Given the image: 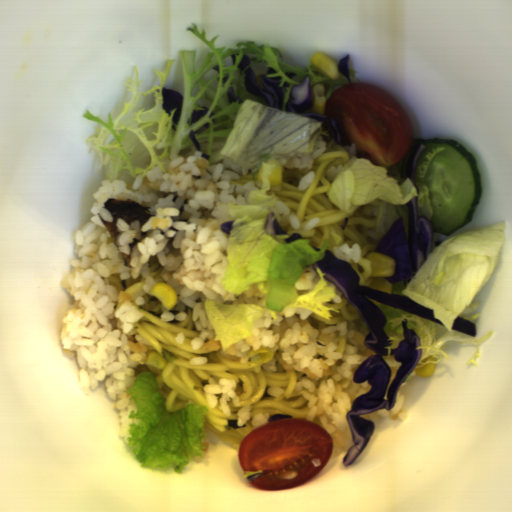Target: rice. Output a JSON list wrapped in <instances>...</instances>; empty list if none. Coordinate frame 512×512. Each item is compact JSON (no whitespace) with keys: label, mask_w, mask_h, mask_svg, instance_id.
Listing matches in <instances>:
<instances>
[{"label":"rice","mask_w":512,"mask_h":512,"mask_svg":"<svg viewBox=\"0 0 512 512\" xmlns=\"http://www.w3.org/2000/svg\"><path fill=\"white\" fill-rule=\"evenodd\" d=\"M372 273V269L369 273L368 284L365 287H369L375 290H378L383 293L392 294L391 289L394 283H391L386 279V277H370Z\"/></svg>","instance_id":"rice-8"},{"label":"rice","mask_w":512,"mask_h":512,"mask_svg":"<svg viewBox=\"0 0 512 512\" xmlns=\"http://www.w3.org/2000/svg\"><path fill=\"white\" fill-rule=\"evenodd\" d=\"M394 356L387 355V354L386 355H382L383 360L386 362V364L388 365V367L391 370V374H390V378H389V381H388V385H387L385 394L383 396V400H385V401L387 400V397H388V390H389L392 382L394 381L398 370L400 369V367L402 365V363L400 361L397 362L395 360Z\"/></svg>","instance_id":"rice-9"},{"label":"rice","mask_w":512,"mask_h":512,"mask_svg":"<svg viewBox=\"0 0 512 512\" xmlns=\"http://www.w3.org/2000/svg\"><path fill=\"white\" fill-rule=\"evenodd\" d=\"M160 161L165 171L155 164L144 176L126 172L117 180L100 181L92 196L91 217L75 234L72 271L60 284L72 296L61 342L64 355L76 360L85 396L104 383L117 408L119 433L129 445L130 424L140 419L129 418L138 408L127 391L138 376L137 366L148 360L147 340L135 331L142 313L126 293L111 286L109 277L118 273L125 280L143 279L144 291L149 293L157 284L148 270V260L155 256L164 268V283L176 295L174 307L162 305L161 318L183 320L191 308L198 331L192 342L195 351L223 350L204 308L207 300L261 306V317L252 324L251 333L226 350L246 364L251 350L268 348L275 357L264 363V370L273 373L280 363L288 371L305 374L307 378L294 386L308 401L305 420L319 424L331 437L329 458L343 454L354 444L348 412L359 396L372 390L368 380L354 383L357 368L376 355L364 342L370 331L362 316L319 328L312 323L315 312L295 306L273 319L266 310L265 295L253 285L239 295L229 293L222 277L229 265L230 235L221 231V225L231 222L228 203L248 205L249 195L262 183L230 184L254 172L226 156L210 165V157L194 143L176 158ZM113 198L148 206L149 221L141 226L140 221L129 224L118 219L119 235L113 239L100 220L113 221L103 207ZM120 252L131 256L129 266Z\"/></svg>","instance_id":"rice-1"},{"label":"rice","mask_w":512,"mask_h":512,"mask_svg":"<svg viewBox=\"0 0 512 512\" xmlns=\"http://www.w3.org/2000/svg\"><path fill=\"white\" fill-rule=\"evenodd\" d=\"M314 175H315V173L311 171L299 179L298 184H297L298 192L304 191L314 182Z\"/></svg>","instance_id":"rice-11"},{"label":"rice","mask_w":512,"mask_h":512,"mask_svg":"<svg viewBox=\"0 0 512 512\" xmlns=\"http://www.w3.org/2000/svg\"><path fill=\"white\" fill-rule=\"evenodd\" d=\"M326 250H329L335 257L343 261L350 263L359 262L361 258L362 249L358 244H354L352 247L347 245L331 246Z\"/></svg>","instance_id":"rice-7"},{"label":"rice","mask_w":512,"mask_h":512,"mask_svg":"<svg viewBox=\"0 0 512 512\" xmlns=\"http://www.w3.org/2000/svg\"><path fill=\"white\" fill-rule=\"evenodd\" d=\"M407 204L392 205L384 200H376L370 204H361V214L373 222L370 236L375 240L377 246L392 224L400 217H403L404 236L409 239V217ZM377 246L373 252H377Z\"/></svg>","instance_id":"rice-3"},{"label":"rice","mask_w":512,"mask_h":512,"mask_svg":"<svg viewBox=\"0 0 512 512\" xmlns=\"http://www.w3.org/2000/svg\"><path fill=\"white\" fill-rule=\"evenodd\" d=\"M269 212L274 214L272 222L277 221L278 225L291 226L292 230H299L300 223L294 212L280 199H276V203L269 207Z\"/></svg>","instance_id":"rice-6"},{"label":"rice","mask_w":512,"mask_h":512,"mask_svg":"<svg viewBox=\"0 0 512 512\" xmlns=\"http://www.w3.org/2000/svg\"><path fill=\"white\" fill-rule=\"evenodd\" d=\"M346 164H335L327 168L326 174L329 180L334 181L336 175L345 167Z\"/></svg>","instance_id":"rice-12"},{"label":"rice","mask_w":512,"mask_h":512,"mask_svg":"<svg viewBox=\"0 0 512 512\" xmlns=\"http://www.w3.org/2000/svg\"><path fill=\"white\" fill-rule=\"evenodd\" d=\"M235 387L234 380L230 379H221L218 383H207L204 385L203 390L209 406L221 411L226 417H232L228 405V401L232 399L237 408L236 421L238 427L245 426L248 421H251L252 429L255 430L269 423L270 414L263 412L258 415H251L248 407L241 404L239 396L235 395Z\"/></svg>","instance_id":"rice-2"},{"label":"rice","mask_w":512,"mask_h":512,"mask_svg":"<svg viewBox=\"0 0 512 512\" xmlns=\"http://www.w3.org/2000/svg\"><path fill=\"white\" fill-rule=\"evenodd\" d=\"M404 163V159H402L397 165L390 169H386L387 177L394 178L399 185L404 184L407 177L401 176V170Z\"/></svg>","instance_id":"rice-10"},{"label":"rice","mask_w":512,"mask_h":512,"mask_svg":"<svg viewBox=\"0 0 512 512\" xmlns=\"http://www.w3.org/2000/svg\"><path fill=\"white\" fill-rule=\"evenodd\" d=\"M318 221H319V218H318V217H317V218H313V219L309 220V221L306 223V225H305V227H304V230H310V229H311L315 224H317V223H318Z\"/></svg>","instance_id":"rice-14"},{"label":"rice","mask_w":512,"mask_h":512,"mask_svg":"<svg viewBox=\"0 0 512 512\" xmlns=\"http://www.w3.org/2000/svg\"><path fill=\"white\" fill-rule=\"evenodd\" d=\"M327 285L329 287H334V294H335V296L328 302H333V303L337 304L340 301H342L343 294L340 292V290L331 281Z\"/></svg>","instance_id":"rice-13"},{"label":"rice","mask_w":512,"mask_h":512,"mask_svg":"<svg viewBox=\"0 0 512 512\" xmlns=\"http://www.w3.org/2000/svg\"><path fill=\"white\" fill-rule=\"evenodd\" d=\"M405 398L397 390L395 404L391 409L383 408L379 409L374 413L360 415L363 418L368 419L372 423L381 420L383 418H390L395 420H407L406 413L403 412Z\"/></svg>","instance_id":"rice-5"},{"label":"rice","mask_w":512,"mask_h":512,"mask_svg":"<svg viewBox=\"0 0 512 512\" xmlns=\"http://www.w3.org/2000/svg\"><path fill=\"white\" fill-rule=\"evenodd\" d=\"M368 300H370L376 307L377 305H381L383 302H380V301H377V300H374V299H371V298H367Z\"/></svg>","instance_id":"rice-15"},{"label":"rice","mask_w":512,"mask_h":512,"mask_svg":"<svg viewBox=\"0 0 512 512\" xmlns=\"http://www.w3.org/2000/svg\"><path fill=\"white\" fill-rule=\"evenodd\" d=\"M328 144L342 146L350 154V160L352 159L353 156L358 155L357 150H356V145H354L353 143L351 145H348L346 143L344 145H339L336 142L335 137L333 138L329 134L323 135L321 133V134H318V136L314 142L313 149L310 153L296 154L293 157H285V156L274 154V155H272L271 158L278 161L281 164L282 169H289V170H296V171L308 170V169L312 168L314 162L323 155Z\"/></svg>","instance_id":"rice-4"}]
</instances>
